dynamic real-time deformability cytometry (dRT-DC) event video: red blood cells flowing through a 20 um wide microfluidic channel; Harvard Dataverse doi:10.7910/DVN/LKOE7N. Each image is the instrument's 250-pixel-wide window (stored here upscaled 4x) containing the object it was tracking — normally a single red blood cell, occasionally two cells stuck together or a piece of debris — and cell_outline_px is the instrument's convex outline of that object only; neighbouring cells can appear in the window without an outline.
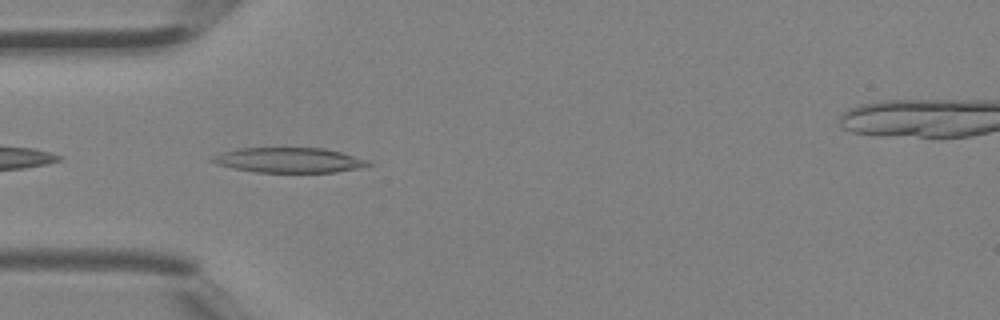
{"species": "Egyptian fruit bat (a non-hibernating species)", "species_latin": "Rousettus aegyptiacus", "temperature_condition": "room temperature", "stored_images_in_passage": 24, "camera_frame_rate_fps": 3000, "um_per_image_px": 0.085, "animal": {"sex": "female"}, "frame": {"image": 1, "passage_image": 1, "time_ms": 0.0, "image_size_px": [1000, 320], "cell_outline_px": [[372, 164], [360, 168], [336, 172], [256, 172], [232, 168], [216, 164], [208, 160], [212, 156], [236, 148], [324, 148], [340, 152], [368, 160]], "centroid_in_image_um": [24.53, 13.61], "position_along_channel_um": 60.5, "area_um2": 22.72}}
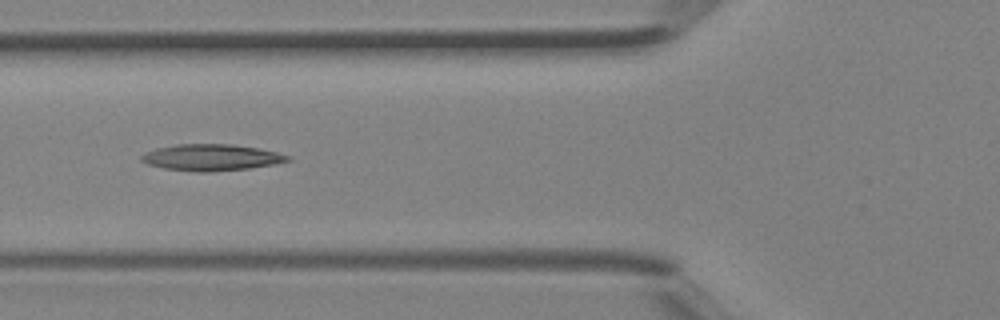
{"frame": {"image": 2, "passage_image": 4, "time_ms": 1.0, "image_size_px": [1000, 320], "cell_outline_px": [[292, 160], [272, 164], [248, 168], [212, 172], [196, 172], [164, 168], [148, 164], [140, 160], [140, 156], [144, 152], [156, 148], [176, 144], [232, 144], [256, 148], [276, 152], [292, 156]], "centroid_in_image_um": [17.93, 13.38], "position_along_channel_um": 107.9, "area_um2": 22.54}}
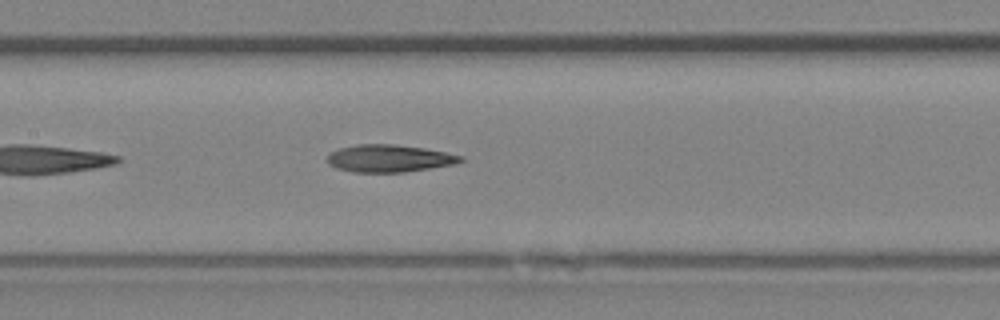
{"frame": {"image": 3, "passage_image": 8, "time_ms": 2.333, "image_size_px": [1000, 320], "cell_outline_px": [[464, 160], [456, 164], [404, 172], [352, 172], [336, 168], [328, 164], [328, 156], [332, 152], [340, 148], [356, 144], [392, 144], [424, 148], [464, 156]], "centroid_in_image_um": [33.09, 13.46], "position_along_channel_um": 174.3, "area_um2": 21.21}}